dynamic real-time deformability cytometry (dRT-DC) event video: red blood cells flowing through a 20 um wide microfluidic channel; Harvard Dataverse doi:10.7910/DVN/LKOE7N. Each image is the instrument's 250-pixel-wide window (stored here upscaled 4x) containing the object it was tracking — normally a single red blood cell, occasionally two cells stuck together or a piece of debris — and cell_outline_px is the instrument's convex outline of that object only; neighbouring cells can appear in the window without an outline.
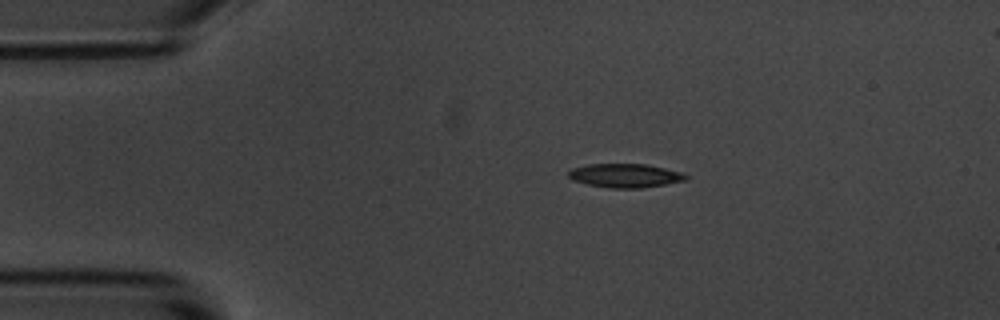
{"species": "common noctule bat (a hibernating species)", "species_latin": "Nyctalus noctula", "temperature_condition": "room temperature", "stored_images_in_passage": 3, "segment_of_instrument_passage": [1, 2], "camera_frame_rate_fps": 3000, "um_per_image_px": 0.085, "animal": {"sex": "male", "body_mass_g": 20.1, "forearm_length_mm": 53.5}, "frame": {"image": 1, "passage_image": 1, "time_ms": 0.0, "image_size_px": [1000, 320], "cell_outline_px": [[688, 180], [640, 188], [608, 188], [588, 184], [572, 180], [568, 176], [568, 172], [572, 168], [588, 164], [648, 164], [680, 172], [688, 176]], "centroid_in_image_um": [53.12, 14.92], "position_along_channel_um": 31.9, "area_um2": 16.24}}